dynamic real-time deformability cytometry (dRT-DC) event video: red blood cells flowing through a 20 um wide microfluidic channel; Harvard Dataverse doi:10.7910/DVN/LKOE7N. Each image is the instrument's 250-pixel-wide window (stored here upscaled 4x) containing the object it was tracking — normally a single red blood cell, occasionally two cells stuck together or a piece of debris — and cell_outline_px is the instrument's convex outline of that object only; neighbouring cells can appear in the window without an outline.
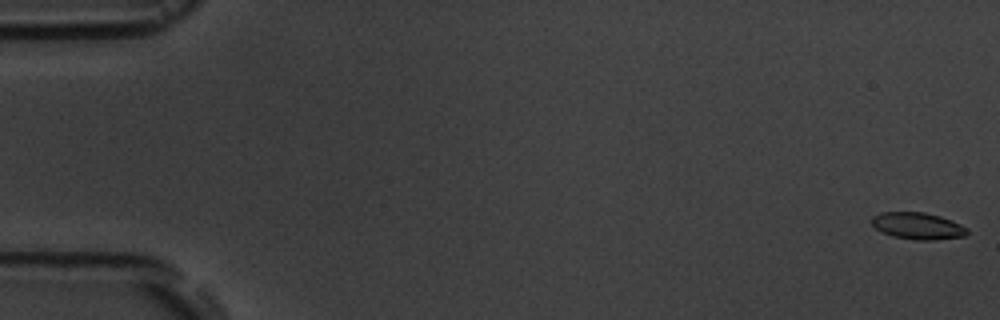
{"species": "common noctule bat (a hibernating species)", "species_latin": "Nyctalus noctula", "temperature_condition": "room temperature", "stored_images_in_passage": 4, "camera_frame_rate_fps": 3000, "um_per_image_px": 0.085, "animal": {"sex": "male", "body_mass_g": 19.5, "forearm_length_mm": 54.6}, "frame": {"image": 1, "passage_image": 1, "time_ms": 0.0, "image_size_px": [1000, 320], "cell_outline_px": [[968, 232], [964, 236], [932, 240], [916, 240], [892, 236], [880, 232], [872, 224], [872, 216], [880, 212], [924, 212], [940, 216], [952, 220], [968, 228]], "centroid_in_image_um": [77.99, 19.2], "position_along_channel_um": 7.0, "area_um2": 14.97}}